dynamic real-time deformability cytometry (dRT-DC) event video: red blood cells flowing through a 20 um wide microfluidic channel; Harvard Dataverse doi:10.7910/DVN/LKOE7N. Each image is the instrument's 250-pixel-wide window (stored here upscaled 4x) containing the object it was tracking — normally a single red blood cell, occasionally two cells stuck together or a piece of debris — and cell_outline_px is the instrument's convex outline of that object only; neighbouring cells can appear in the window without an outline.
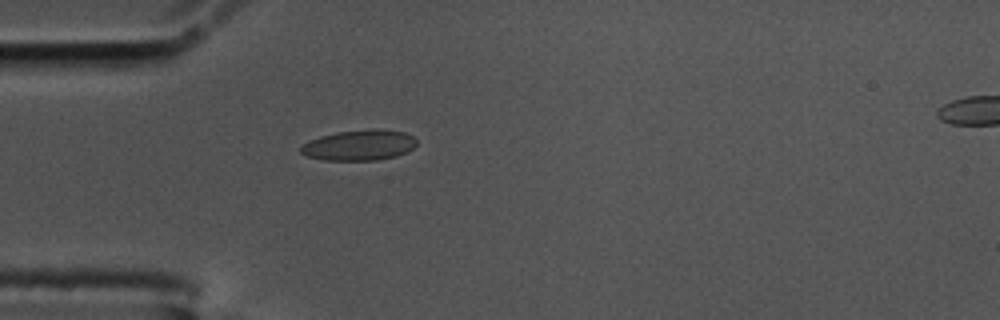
{"species": "common noctule bat (a hibernating species)", "species_latin": "Nyctalus noctula", "temperature_condition": "cold", "stored_images_in_passage": 42, "camera_frame_rate_fps": 3000, "um_per_image_px": 0.085, "animal": {"sex": "male", "body_mass_g": 17.5, "forearm_length_mm": 52.3}, "frame": {"image": 1, "passage_image": 1, "time_ms": 0.0, "image_size_px": [1000, 320], "cell_outline_px": [[416, 144], [408, 152], [396, 156], [376, 160], [324, 160], [308, 156], [300, 152], [300, 148], [308, 140], [320, 136], [340, 132], [404, 132], [412, 136], [416, 140]], "centroid_in_image_um": [30.49, 12.4], "position_along_channel_um": 54.5, "area_um2": 19.59}}
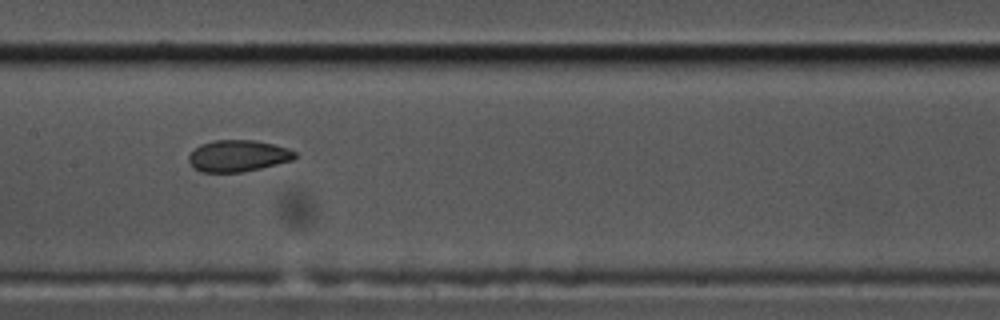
{"frame": {"image": 2, "passage_image": 13, "time_ms": 4.0, "image_size_px": [1000, 320], "cell_outline_px": [[296, 156], [292, 160], [260, 168], [240, 172], [200, 172], [192, 168], [188, 160], [188, 156], [200, 144], [212, 140], [256, 140], [288, 148], [296, 152]], "centroid_in_image_um": [20.19, 13.24], "position_along_channel_um": 187.2, "area_um2": 19.54}}
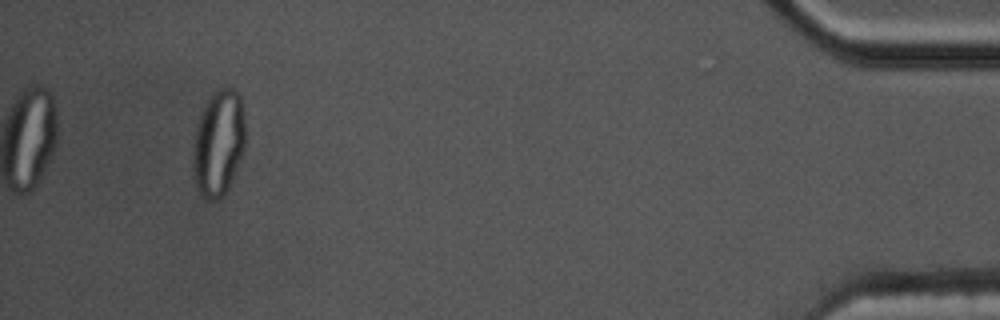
{"frame": {"image": 3, "passage_image": 39, "time_ms": 12.667, "image_size_px": [1000, 320], "cell_outline_px": [[244, 148], [228, 188], [224, 196], [220, 200], [208, 200], [200, 192], [196, 184], [192, 172], [192, 148], [196, 128], [200, 112], [204, 104], [212, 92], [224, 84], [232, 88], [240, 96], [244, 124]], "centroid_in_image_um": [18.53, 12.13], "position_along_channel_um": 416.7, "area_um2": 32.6}, "authors_computed_cell_mechanics": {"area_um2": 20.519, "velocity_mm_per_s": 3.4609, "shape_relaxation_time_tau1_ms": null, "shape_relaxation_time_tau2_ms": 1.4858, "deformation_change_tau1": null, "deformation_change_tau2": 0.0656}}